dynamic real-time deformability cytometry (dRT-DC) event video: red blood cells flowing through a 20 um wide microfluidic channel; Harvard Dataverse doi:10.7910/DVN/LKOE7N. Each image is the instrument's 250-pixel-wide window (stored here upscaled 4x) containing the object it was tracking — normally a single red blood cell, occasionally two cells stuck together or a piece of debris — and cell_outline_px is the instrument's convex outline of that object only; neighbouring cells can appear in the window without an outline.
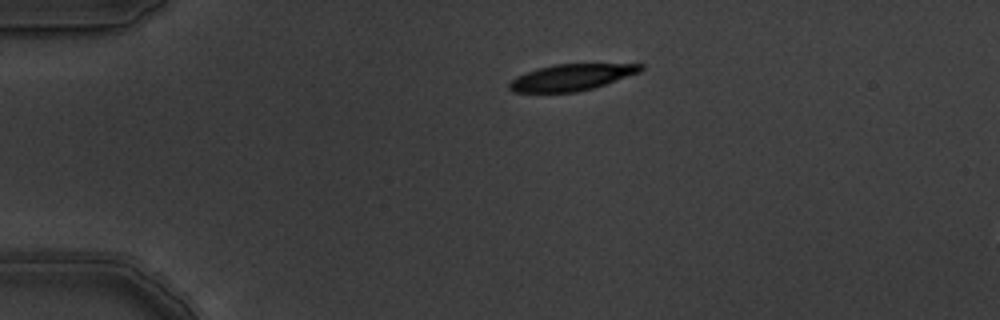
{"species": "common noctule bat (a hibernating species)", "species_latin": "Nyctalus noctula", "temperature_condition": "warm", "stored_images_in_passage": 4, "camera_frame_rate_fps": 3000, "um_per_image_px": 0.085, "animal": {"sex": "male", "body_mass_g": 19.5, "forearm_length_mm": 54.6}, "frame": {"image": 1, "passage_image": 1, "time_ms": 0.0, "image_size_px": [1000, 320], "cell_outline_px": [[644, 68], [640, 72], [592, 88], [576, 92], [512, 92], [508, 88], [508, 84], [516, 76], [540, 68], [556, 64], [644, 64]], "centroid_in_image_um": [48.56, 6.57], "position_along_channel_um": 36.4, "area_um2": 19.88}}
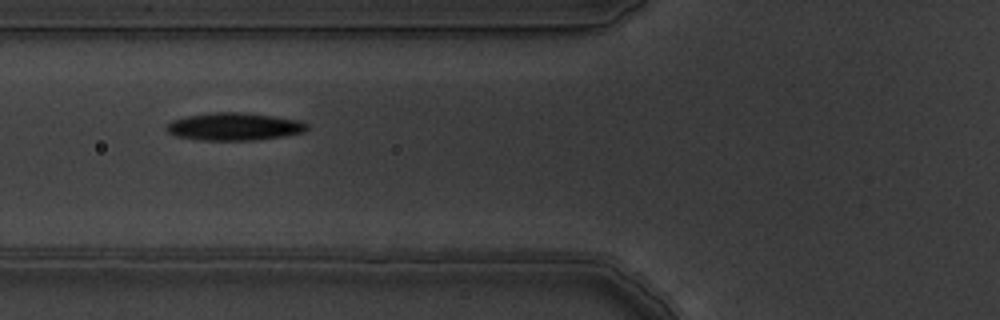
{"frame": {"image": 2, "passage_image": 3, "time_ms": 0.667, "image_size_px": [1000, 320], "cell_outline_px": [[308, 128], [304, 132], [284, 136], [256, 140], [200, 140], [176, 136], [168, 132], [168, 124], [172, 120], [188, 116], [216, 112], [248, 112], [300, 120], [308, 124]], "centroid_in_image_um": [19.96, 10.76], "position_along_channel_um": 105.8, "area_um2": 22.6}}